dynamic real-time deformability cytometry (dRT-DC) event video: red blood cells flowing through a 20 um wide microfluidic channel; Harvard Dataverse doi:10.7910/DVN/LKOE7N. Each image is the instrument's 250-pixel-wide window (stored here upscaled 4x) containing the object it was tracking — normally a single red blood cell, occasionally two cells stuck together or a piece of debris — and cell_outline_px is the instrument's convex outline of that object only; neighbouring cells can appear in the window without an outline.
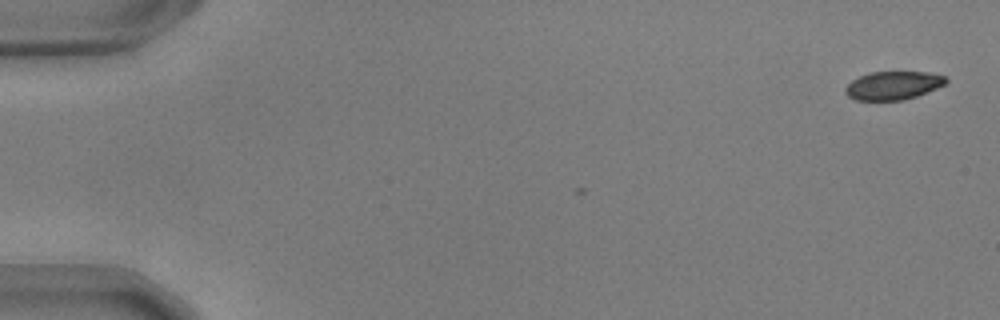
{"species": "common noctule bat (a hibernating species)", "species_latin": "Nyctalus noctula", "temperature_condition": "warm", "stored_images_in_passage": 3, "camera_frame_rate_fps": 3000, "um_per_image_px": 0.085, "animal": {"sex": "male", "body_mass_g": 17.9, "forearm_length_mm": 54.2}, "frame": {"image": 1, "passage_image": 3, "time_ms": 0.667, "image_size_px": [1000, 320], "cell_outline_px": [[948, 80], [944, 84], [936, 88], [916, 96], [904, 100], [856, 100], [848, 96], [844, 92], [844, 88], [852, 80], [860, 76], [872, 72], [928, 72], [944, 76]], "centroid_in_image_um": [75.89, 7.26], "position_along_channel_um": 9.1, "area_um2": 16.47}}